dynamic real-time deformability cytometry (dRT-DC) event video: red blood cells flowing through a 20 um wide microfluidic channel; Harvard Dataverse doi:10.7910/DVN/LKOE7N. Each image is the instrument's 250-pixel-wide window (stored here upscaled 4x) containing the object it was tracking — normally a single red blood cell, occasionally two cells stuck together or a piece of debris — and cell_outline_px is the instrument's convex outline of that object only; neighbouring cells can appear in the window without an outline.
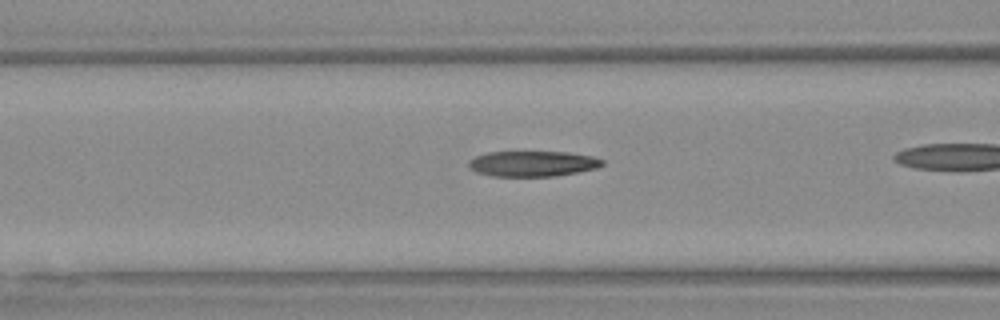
{"species": "Egyptian fruit bat (a non-hibernating species)", "species_latin": "Rousettus aegyptiacus", "temperature_condition": "warm", "stored_images_in_passage": 26, "camera_frame_rate_fps": 3000, "um_per_image_px": 0.085, "animal": {"sex": "female"}, "frame": {"image": 1, "passage_image": 8, "time_ms": 2.333, "image_size_px": [1000, 320], "cell_outline_px": [[604, 164], [596, 168], [580, 172], [556, 176], [492, 176], [476, 172], [468, 164], [468, 160], [476, 156], [488, 152], [568, 152], [592, 156], [604, 160]], "centroid_in_image_um": [45.3, 13.91], "position_along_channel_um": 121.3, "area_um2": 19.88}}